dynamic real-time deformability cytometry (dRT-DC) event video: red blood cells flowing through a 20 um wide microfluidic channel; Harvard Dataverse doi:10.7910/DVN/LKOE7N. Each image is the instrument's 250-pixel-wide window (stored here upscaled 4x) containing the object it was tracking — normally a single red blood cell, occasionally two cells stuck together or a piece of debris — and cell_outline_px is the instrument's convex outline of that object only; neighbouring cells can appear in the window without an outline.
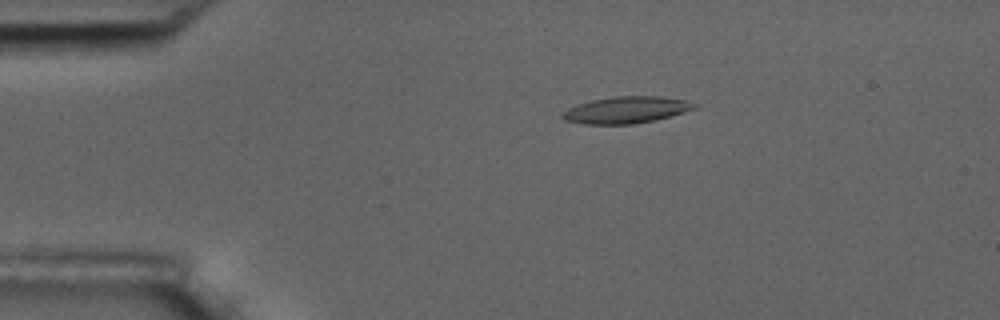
{"species": "common noctule bat (a hibernating species)", "species_latin": "Nyctalus noctula", "temperature_condition": "room temperature", "stored_images_in_passage": 5, "camera_frame_rate_fps": 3000, "um_per_image_px": 0.085, "animal": {"sex": "male", "body_mass_g": 17.5, "forearm_length_mm": 52.3}, "frame": {"image": 1, "passage_image": 1, "time_ms": 0.0, "image_size_px": [1000, 320], "cell_outline_px": [[700, 104], [696, 108], [672, 116], [656, 120], [632, 124], [584, 124], [564, 120], [560, 116], [568, 108], [576, 104], [592, 100], [616, 96], [660, 96], [684, 100]], "centroid_in_image_um": [53.25, 9.34], "position_along_channel_um": 31.8, "area_um2": 20.63}}
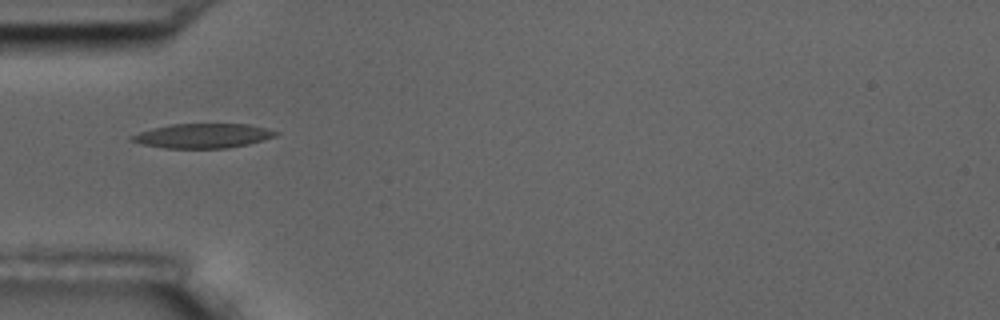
{"frame": {"image": 2, "passage_image": 3, "time_ms": 2.333, "image_size_px": [1000, 320], "cell_outline_px": [[280, 132], [276, 136], [264, 140], [248, 144], [228, 148], [164, 148], [144, 144], [128, 140], [128, 136], [152, 128], [172, 124], [248, 124], [268, 128]], "centroid_in_image_um": [17.26, 11.54], "position_along_channel_um": 67.7, "area_um2": 20.63}}